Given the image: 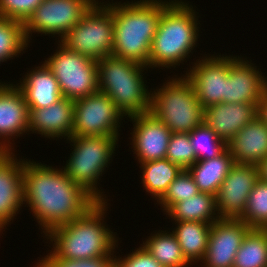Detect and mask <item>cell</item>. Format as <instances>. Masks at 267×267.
Returning a JSON list of instances; mask_svg holds the SVG:
<instances>
[{"label": "cell", "instance_id": "cell-1", "mask_svg": "<svg viewBox=\"0 0 267 267\" xmlns=\"http://www.w3.org/2000/svg\"><path fill=\"white\" fill-rule=\"evenodd\" d=\"M23 201L45 235L80 217L97 202L63 169L30 160L23 164Z\"/></svg>", "mask_w": 267, "mask_h": 267}, {"label": "cell", "instance_id": "cell-2", "mask_svg": "<svg viewBox=\"0 0 267 267\" xmlns=\"http://www.w3.org/2000/svg\"><path fill=\"white\" fill-rule=\"evenodd\" d=\"M172 0H140L105 3L114 19L112 55L129 59L149 68V55L162 11Z\"/></svg>", "mask_w": 267, "mask_h": 267}, {"label": "cell", "instance_id": "cell-3", "mask_svg": "<svg viewBox=\"0 0 267 267\" xmlns=\"http://www.w3.org/2000/svg\"><path fill=\"white\" fill-rule=\"evenodd\" d=\"M107 206V201H97L80 217L52 228L45 235L54 242L50 253L55 258L65 259L114 255L119 244L118 237L104 224Z\"/></svg>", "mask_w": 267, "mask_h": 267}, {"label": "cell", "instance_id": "cell-4", "mask_svg": "<svg viewBox=\"0 0 267 267\" xmlns=\"http://www.w3.org/2000/svg\"><path fill=\"white\" fill-rule=\"evenodd\" d=\"M196 15L192 5L182 0H173L162 11L150 49L149 68H175L189 57L200 31Z\"/></svg>", "mask_w": 267, "mask_h": 267}, {"label": "cell", "instance_id": "cell-5", "mask_svg": "<svg viewBox=\"0 0 267 267\" xmlns=\"http://www.w3.org/2000/svg\"><path fill=\"white\" fill-rule=\"evenodd\" d=\"M144 69L147 66L113 55L97 61L98 89L112 99L124 116L150 111L151 91L144 84Z\"/></svg>", "mask_w": 267, "mask_h": 267}, {"label": "cell", "instance_id": "cell-6", "mask_svg": "<svg viewBox=\"0 0 267 267\" xmlns=\"http://www.w3.org/2000/svg\"><path fill=\"white\" fill-rule=\"evenodd\" d=\"M119 136H71L68 141L74 148L66 161L64 173L81 186L96 201H107L97 187L114 154Z\"/></svg>", "mask_w": 267, "mask_h": 267}, {"label": "cell", "instance_id": "cell-7", "mask_svg": "<svg viewBox=\"0 0 267 267\" xmlns=\"http://www.w3.org/2000/svg\"><path fill=\"white\" fill-rule=\"evenodd\" d=\"M167 81L151 93L149 112L172 133H189L203 123L204 108L185 75Z\"/></svg>", "mask_w": 267, "mask_h": 267}, {"label": "cell", "instance_id": "cell-8", "mask_svg": "<svg viewBox=\"0 0 267 267\" xmlns=\"http://www.w3.org/2000/svg\"><path fill=\"white\" fill-rule=\"evenodd\" d=\"M58 41L69 50L96 61L112 55L114 44L112 10L105 4L92 5L80 22Z\"/></svg>", "mask_w": 267, "mask_h": 267}, {"label": "cell", "instance_id": "cell-9", "mask_svg": "<svg viewBox=\"0 0 267 267\" xmlns=\"http://www.w3.org/2000/svg\"><path fill=\"white\" fill-rule=\"evenodd\" d=\"M57 48L44 63L58 81L62 96L76 100L98 92L97 61L61 43Z\"/></svg>", "mask_w": 267, "mask_h": 267}, {"label": "cell", "instance_id": "cell-10", "mask_svg": "<svg viewBox=\"0 0 267 267\" xmlns=\"http://www.w3.org/2000/svg\"><path fill=\"white\" fill-rule=\"evenodd\" d=\"M123 117L112 99L100 91L76 99L71 136H119Z\"/></svg>", "mask_w": 267, "mask_h": 267}, {"label": "cell", "instance_id": "cell-11", "mask_svg": "<svg viewBox=\"0 0 267 267\" xmlns=\"http://www.w3.org/2000/svg\"><path fill=\"white\" fill-rule=\"evenodd\" d=\"M92 4L88 0H44L24 23V34L59 35L76 26ZM56 34V35H55Z\"/></svg>", "mask_w": 267, "mask_h": 267}, {"label": "cell", "instance_id": "cell-12", "mask_svg": "<svg viewBox=\"0 0 267 267\" xmlns=\"http://www.w3.org/2000/svg\"><path fill=\"white\" fill-rule=\"evenodd\" d=\"M259 179L257 165L235 163L215 196L220 219H239Z\"/></svg>", "mask_w": 267, "mask_h": 267}, {"label": "cell", "instance_id": "cell-13", "mask_svg": "<svg viewBox=\"0 0 267 267\" xmlns=\"http://www.w3.org/2000/svg\"><path fill=\"white\" fill-rule=\"evenodd\" d=\"M186 71L185 77L193 86L197 99L205 109L222 102L229 74V56H204ZM188 72V73H187Z\"/></svg>", "mask_w": 267, "mask_h": 267}, {"label": "cell", "instance_id": "cell-14", "mask_svg": "<svg viewBox=\"0 0 267 267\" xmlns=\"http://www.w3.org/2000/svg\"><path fill=\"white\" fill-rule=\"evenodd\" d=\"M251 228L240 219H219L211 224L205 267H233L237 251Z\"/></svg>", "mask_w": 267, "mask_h": 267}, {"label": "cell", "instance_id": "cell-15", "mask_svg": "<svg viewBox=\"0 0 267 267\" xmlns=\"http://www.w3.org/2000/svg\"><path fill=\"white\" fill-rule=\"evenodd\" d=\"M250 61L229 56V74L226 77L224 103H251L259 105L267 89V77Z\"/></svg>", "mask_w": 267, "mask_h": 267}, {"label": "cell", "instance_id": "cell-16", "mask_svg": "<svg viewBox=\"0 0 267 267\" xmlns=\"http://www.w3.org/2000/svg\"><path fill=\"white\" fill-rule=\"evenodd\" d=\"M128 118L134 123L131 145L139 164L165 159L171 130L151 112Z\"/></svg>", "mask_w": 267, "mask_h": 267}, {"label": "cell", "instance_id": "cell-17", "mask_svg": "<svg viewBox=\"0 0 267 267\" xmlns=\"http://www.w3.org/2000/svg\"><path fill=\"white\" fill-rule=\"evenodd\" d=\"M13 85L0 82V152H12L10 140L28 134L29 107L23 92Z\"/></svg>", "mask_w": 267, "mask_h": 267}, {"label": "cell", "instance_id": "cell-18", "mask_svg": "<svg viewBox=\"0 0 267 267\" xmlns=\"http://www.w3.org/2000/svg\"><path fill=\"white\" fill-rule=\"evenodd\" d=\"M13 152H0V232L24 204L23 164Z\"/></svg>", "mask_w": 267, "mask_h": 267}, {"label": "cell", "instance_id": "cell-19", "mask_svg": "<svg viewBox=\"0 0 267 267\" xmlns=\"http://www.w3.org/2000/svg\"><path fill=\"white\" fill-rule=\"evenodd\" d=\"M73 121L74 100L63 97L45 108H29L28 132H35L49 139H69Z\"/></svg>", "mask_w": 267, "mask_h": 267}, {"label": "cell", "instance_id": "cell-20", "mask_svg": "<svg viewBox=\"0 0 267 267\" xmlns=\"http://www.w3.org/2000/svg\"><path fill=\"white\" fill-rule=\"evenodd\" d=\"M257 104L217 103L204 109L203 122L228 143L245 125L257 117Z\"/></svg>", "mask_w": 267, "mask_h": 267}, {"label": "cell", "instance_id": "cell-21", "mask_svg": "<svg viewBox=\"0 0 267 267\" xmlns=\"http://www.w3.org/2000/svg\"><path fill=\"white\" fill-rule=\"evenodd\" d=\"M227 148L235 163L257 165L267 157V125L257 115L227 143Z\"/></svg>", "mask_w": 267, "mask_h": 267}, {"label": "cell", "instance_id": "cell-22", "mask_svg": "<svg viewBox=\"0 0 267 267\" xmlns=\"http://www.w3.org/2000/svg\"><path fill=\"white\" fill-rule=\"evenodd\" d=\"M37 68V69H36ZM28 71L20 85H16L24 94L29 108H45L63 98L58 81L53 72L43 63Z\"/></svg>", "mask_w": 267, "mask_h": 267}, {"label": "cell", "instance_id": "cell-23", "mask_svg": "<svg viewBox=\"0 0 267 267\" xmlns=\"http://www.w3.org/2000/svg\"><path fill=\"white\" fill-rule=\"evenodd\" d=\"M235 164L228 148L218 157L197 161L187 170L200 192L216 196L221 183Z\"/></svg>", "mask_w": 267, "mask_h": 267}, {"label": "cell", "instance_id": "cell-24", "mask_svg": "<svg viewBox=\"0 0 267 267\" xmlns=\"http://www.w3.org/2000/svg\"><path fill=\"white\" fill-rule=\"evenodd\" d=\"M172 233L176 237L185 258L192 264L205 257L211 224L198 221H177Z\"/></svg>", "mask_w": 267, "mask_h": 267}, {"label": "cell", "instance_id": "cell-25", "mask_svg": "<svg viewBox=\"0 0 267 267\" xmlns=\"http://www.w3.org/2000/svg\"><path fill=\"white\" fill-rule=\"evenodd\" d=\"M216 198L209 193L200 192L192 198L173 204L166 215L177 221H198L212 224L219 220Z\"/></svg>", "mask_w": 267, "mask_h": 267}, {"label": "cell", "instance_id": "cell-26", "mask_svg": "<svg viewBox=\"0 0 267 267\" xmlns=\"http://www.w3.org/2000/svg\"><path fill=\"white\" fill-rule=\"evenodd\" d=\"M140 165V168H142L143 187L157 201L183 170L179 165L170 162L166 158L140 163Z\"/></svg>", "mask_w": 267, "mask_h": 267}, {"label": "cell", "instance_id": "cell-27", "mask_svg": "<svg viewBox=\"0 0 267 267\" xmlns=\"http://www.w3.org/2000/svg\"><path fill=\"white\" fill-rule=\"evenodd\" d=\"M145 242V243H144ZM144 244V245H143ZM142 246L163 267H188L192 265L184 256L181 247L172 232L158 231L143 241Z\"/></svg>", "mask_w": 267, "mask_h": 267}, {"label": "cell", "instance_id": "cell-28", "mask_svg": "<svg viewBox=\"0 0 267 267\" xmlns=\"http://www.w3.org/2000/svg\"><path fill=\"white\" fill-rule=\"evenodd\" d=\"M233 267H267V233L251 228L236 253Z\"/></svg>", "mask_w": 267, "mask_h": 267}, {"label": "cell", "instance_id": "cell-29", "mask_svg": "<svg viewBox=\"0 0 267 267\" xmlns=\"http://www.w3.org/2000/svg\"><path fill=\"white\" fill-rule=\"evenodd\" d=\"M28 44L24 23L0 17V63L24 53Z\"/></svg>", "mask_w": 267, "mask_h": 267}, {"label": "cell", "instance_id": "cell-30", "mask_svg": "<svg viewBox=\"0 0 267 267\" xmlns=\"http://www.w3.org/2000/svg\"><path fill=\"white\" fill-rule=\"evenodd\" d=\"M189 139L197 161L213 159L227 149V143L204 122L189 132Z\"/></svg>", "mask_w": 267, "mask_h": 267}, {"label": "cell", "instance_id": "cell-31", "mask_svg": "<svg viewBox=\"0 0 267 267\" xmlns=\"http://www.w3.org/2000/svg\"><path fill=\"white\" fill-rule=\"evenodd\" d=\"M239 219L250 228L263 229L267 225V182L260 179L256 181Z\"/></svg>", "mask_w": 267, "mask_h": 267}, {"label": "cell", "instance_id": "cell-32", "mask_svg": "<svg viewBox=\"0 0 267 267\" xmlns=\"http://www.w3.org/2000/svg\"><path fill=\"white\" fill-rule=\"evenodd\" d=\"M200 193L196 183L187 169H183L176 179L168 186L167 191L157 201L166 212L173 204L192 198Z\"/></svg>", "mask_w": 267, "mask_h": 267}, {"label": "cell", "instance_id": "cell-33", "mask_svg": "<svg viewBox=\"0 0 267 267\" xmlns=\"http://www.w3.org/2000/svg\"><path fill=\"white\" fill-rule=\"evenodd\" d=\"M166 159L179 165L182 169H188L197 162L194 148L187 132L171 133Z\"/></svg>", "mask_w": 267, "mask_h": 267}, {"label": "cell", "instance_id": "cell-34", "mask_svg": "<svg viewBox=\"0 0 267 267\" xmlns=\"http://www.w3.org/2000/svg\"><path fill=\"white\" fill-rule=\"evenodd\" d=\"M114 257L106 255L89 259H65L55 258L48 253L44 258L38 260L36 267H114Z\"/></svg>", "mask_w": 267, "mask_h": 267}, {"label": "cell", "instance_id": "cell-35", "mask_svg": "<svg viewBox=\"0 0 267 267\" xmlns=\"http://www.w3.org/2000/svg\"><path fill=\"white\" fill-rule=\"evenodd\" d=\"M44 0H0V17L25 23Z\"/></svg>", "mask_w": 267, "mask_h": 267}, {"label": "cell", "instance_id": "cell-36", "mask_svg": "<svg viewBox=\"0 0 267 267\" xmlns=\"http://www.w3.org/2000/svg\"><path fill=\"white\" fill-rule=\"evenodd\" d=\"M126 256L123 259L115 256L114 267H163L142 244Z\"/></svg>", "mask_w": 267, "mask_h": 267}, {"label": "cell", "instance_id": "cell-37", "mask_svg": "<svg viewBox=\"0 0 267 267\" xmlns=\"http://www.w3.org/2000/svg\"><path fill=\"white\" fill-rule=\"evenodd\" d=\"M257 115L267 125V89L264 92L257 108Z\"/></svg>", "mask_w": 267, "mask_h": 267}, {"label": "cell", "instance_id": "cell-38", "mask_svg": "<svg viewBox=\"0 0 267 267\" xmlns=\"http://www.w3.org/2000/svg\"><path fill=\"white\" fill-rule=\"evenodd\" d=\"M257 168L259 179L267 182V157L257 164Z\"/></svg>", "mask_w": 267, "mask_h": 267}, {"label": "cell", "instance_id": "cell-39", "mask_svg": "<svg viewBox=\"0 0 267 267\" xmlns=\"http://www.w3.org/2000/svg\"><path fill=\"white\" fill-rule=\"evenodd\" d=\"M88 1H89L92 5H101V4L104 5V3H105V2H102V3H101V1H100V3H99L98 0H97V1H96V0H88Z\"/></svg>", "mask_w": 267, "mask_h": 267}, {"label": "cell", "instance_id": "cell-40", "mask_svg": "<svg viewBox=\"0 0 267 267\" xmlns=\"http://www.w3.org/2000/svg\"><path fill=\"white\" fill-rule=\"evenodd\" d=\"M263 230L267 233V225L263 228Z\"/></svg>", "mask_w": 267, "mask_h": 267}]
</instances>
